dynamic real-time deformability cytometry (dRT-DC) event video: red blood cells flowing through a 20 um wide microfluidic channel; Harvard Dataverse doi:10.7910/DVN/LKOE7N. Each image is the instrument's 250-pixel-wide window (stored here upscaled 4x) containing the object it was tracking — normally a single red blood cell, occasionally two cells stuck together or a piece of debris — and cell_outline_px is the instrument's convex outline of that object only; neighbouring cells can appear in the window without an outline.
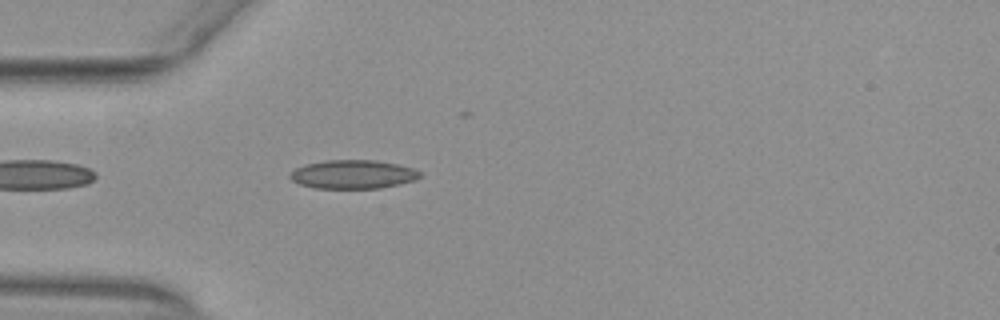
{"species": "common noctule bat (a hibernating species)", "species_latin": "Nyctalus noctula", "temperature_condition": "warm", "stored_images_in_passage": 29, "camera_frame_rate_fps": 3000, "um_per_image_px": 0.085, "animal": {"sex": "female", "body_mass_g": 29.2, "forearm_length_mm": 56.3}, "frame": {"image": 1, "passage_image": 4, "time_ms": 1.0, "image_size_px": [1000, 320], "cell_outline_px": [[420, 176], [416, 180], [380, 188], [312, 188], [300, 184], [292, 180], [288, 176], [296, 168], [304, 164], [324, 160], [376, 160], [396, 164], [412, 168], [420, 172]], "centroid_in_image_um": [29.97, 14.81], "position_along_channel_um": 55.0, "area_um2": 21.68}}
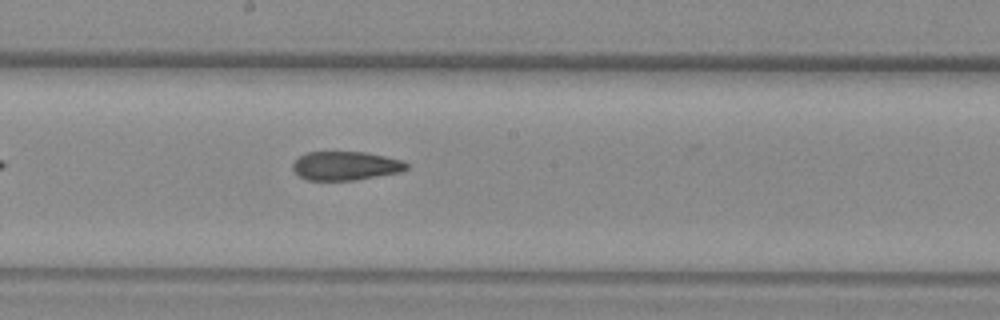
{"frame": {"image": 2, "passage_image": 17, "time_ms": 5.333, "image_size_px": [1000, 320], "cell_outline_px": [[408, 168], [400, 172], [356, 180], [308, 180], [300, 176], [292, 168], [292, 164], [300, 156], [308, 152], [364, 152], [384, 156], [400, 160], [408, 164]], "centroid_in_image_um": [29.37, 14.1], "position_along_channel_um": 218.8, "area_um2": 18.9}}
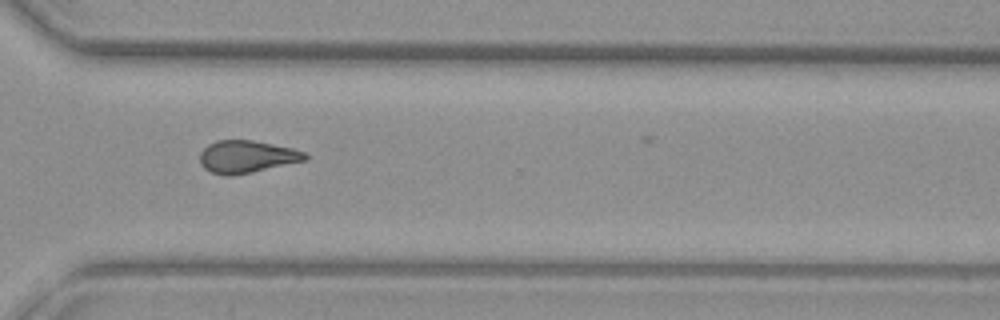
{"frame": {"image": 3, "passage_image": 27, "time_ms": 8.667, "image_size_px": [1000, 320], "cell_outline_px": [[308, 160], [252, 172], [232, 176], [224, 176], [212, 172], [204, 168], [200, 164], [200, 152], [208, 144], [216, 140], [252, 140], [292, 148], [304, 152], [308, 156]], "centroid_in_image_um": [20.96, 13.32], "position_along_channel_um": 349.6, "area_um2": 19.94}}